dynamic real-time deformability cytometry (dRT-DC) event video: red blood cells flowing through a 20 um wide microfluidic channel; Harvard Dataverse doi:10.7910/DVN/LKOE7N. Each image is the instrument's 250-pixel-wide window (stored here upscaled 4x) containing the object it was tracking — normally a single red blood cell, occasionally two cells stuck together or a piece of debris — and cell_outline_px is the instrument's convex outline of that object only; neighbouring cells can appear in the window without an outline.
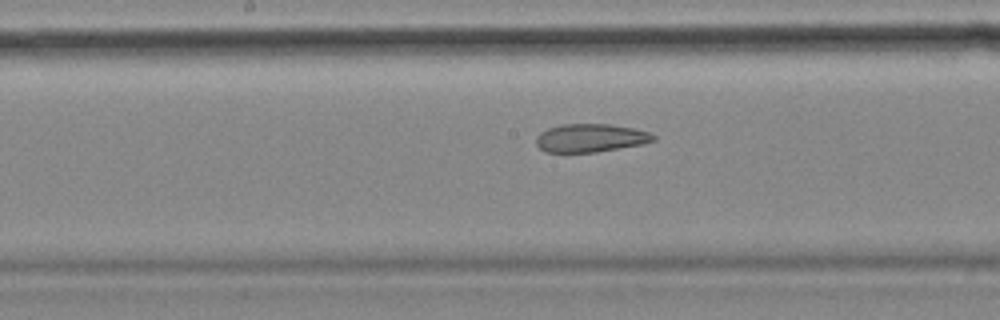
{"species": "common noctule bat (a hibernating species)", "species_latin": "Nyctalus noctula", "temperature_condition": "cold", "stored_images_in_passage": 35, "camera_frame_rate_fps": 3000, "um_per_image_px": 0.085, "animal": {"sex": "female", "body_mass_g": 18.4}, "frame": {"image": 1, "passage_image": 20, "time_ms": 6.333, "image_size_px": [1000, 320], "cell_outline_px": [[656, 140], [644, 144], [596, 152], [544, 152], [536, 144], [536, 136], [540, 132], [548, 128], [564, 124], [608, 124], [632, 128], [648, 132], [656, 136]], "centroid_in_image_um": [50.19, 11.73], "position_along_channel_um": 198.0, "area_um2": 19.31}}